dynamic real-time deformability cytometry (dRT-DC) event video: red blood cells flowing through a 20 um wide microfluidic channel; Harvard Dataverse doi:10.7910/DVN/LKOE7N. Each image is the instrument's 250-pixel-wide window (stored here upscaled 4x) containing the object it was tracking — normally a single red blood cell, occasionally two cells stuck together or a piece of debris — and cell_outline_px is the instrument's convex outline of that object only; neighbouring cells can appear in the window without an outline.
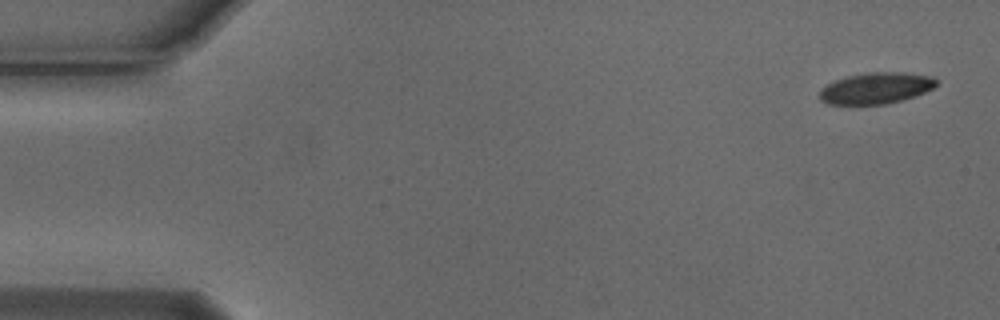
{"species": "Egyptian fruit bat (a non-hibernating species)", "species_latin": "Rousettus aegyptiacus", "temperature_condition": "cold", "stored_images_in_passage": 5, "camera_frame_rate_fps": 3000, "um_per_image_px": 0.085, "animal": {"sex": "male"}, "frame": {"image": 1, "passage_image": 1, "time_ms": 0.0, "image_size_px": [1000, 320], "cell_outline_px": [[936, 84], [932, 88], [924, 92], [900, 100], [884, 104], [828, 104], [820, 100], [820, 92], [828, 84], [836, 80], [848, 76], [868, 72], [904, 72], [932, 76], [936, 80]], "centroid_in_image_um": [74.46, 7.48], "position_along_channel_um": 10.5, "area_um2": 20.87}}
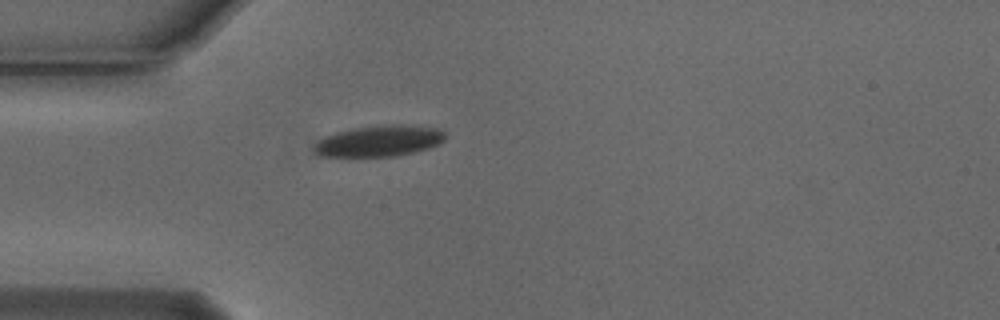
{"frame": {"image": 2, "passage_image": 5, "time_ms": 1.333, "image_size_px": [1000, 320], "cell_outline_px": [[444, 140], [440, 144], [428, 148], [412, 152], [392, 156], [320, 156], [312, 148], [324, 136], [336, 132], [352, 128], [380, 124], [400, 124], [440, 128], [444, 132]], "centroid_in_image_um": [32.24, 11.96], "position_along_channel_um": 52.8, "area_um2": 23.76}}